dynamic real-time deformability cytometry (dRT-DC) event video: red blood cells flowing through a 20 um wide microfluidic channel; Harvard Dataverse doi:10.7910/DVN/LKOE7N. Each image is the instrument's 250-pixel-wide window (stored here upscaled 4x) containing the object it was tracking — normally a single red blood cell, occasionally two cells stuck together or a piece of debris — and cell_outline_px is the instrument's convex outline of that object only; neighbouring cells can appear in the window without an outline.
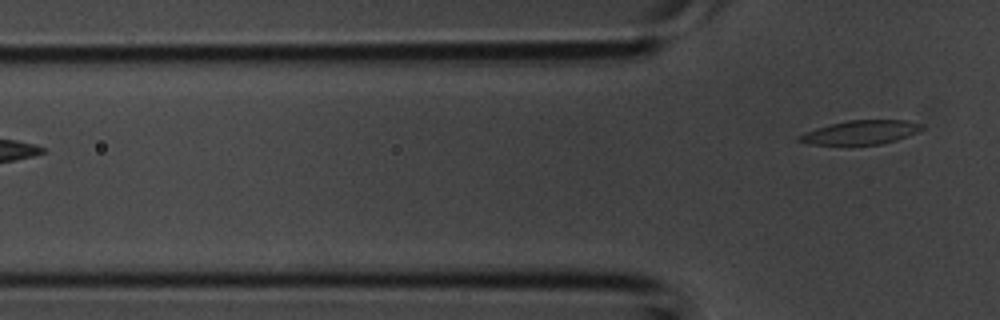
{"species": "common noctule bat (a hibernating species)", "species_latin": "Nyctalus noctula", "temperature_condition": "room temperature", "stored_images_in_passage": 4, "segment_of_instrument_passage": [2, 2], "camera_frame_rate_fps": 3000, "um_per_image_px": 0.085, "animal": {"sex": "male", "body_mass_g": 20.1, "forearm_length_mm": 53.5}, "frame": {"image": 1, "passage_image": 4, "time_ms": 1.0, "image_size_px": [1000, 320], "cell_outline_px": [[924, 128], [908, 136], [896, 140], [880, 144], [812, 144], [796, 140], [796, 136], [804, 132], [816, 128], [848, 120], [908, 120], [920, 124]], "centroid_in_image_um": [73.14, 11.24], "position_along_channel_um": 52.7, "area_um2": 16.88}}